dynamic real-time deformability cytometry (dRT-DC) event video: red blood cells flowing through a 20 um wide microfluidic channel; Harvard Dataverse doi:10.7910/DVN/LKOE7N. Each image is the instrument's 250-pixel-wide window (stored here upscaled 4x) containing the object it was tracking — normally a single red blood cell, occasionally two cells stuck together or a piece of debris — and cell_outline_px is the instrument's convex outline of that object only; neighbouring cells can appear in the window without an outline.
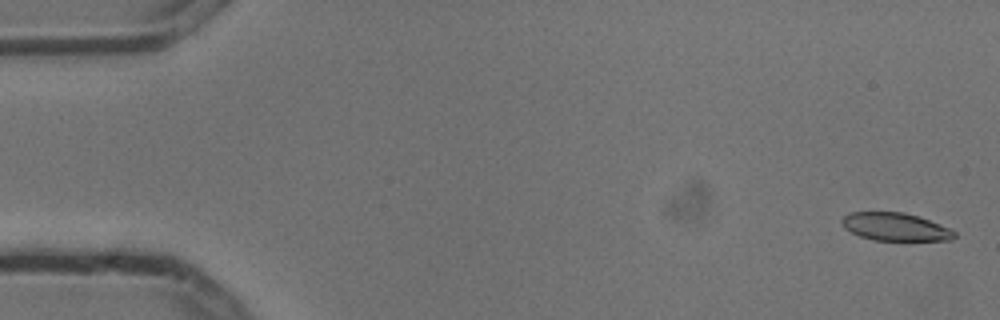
{"species": "common noctule bat (a hibernating species)", "species_latin": "Nyctalus noctula", "temperature_condition": "cold", "stored_images_in_passage": 6, "camera_frame_rate_fps": 3000, "um_per_image_px": 0.085, "animal": {"sex": "male", "body_mass_g": 13.3}, "frame": {"image": 1, "passage_image": 1, "time_ms": 0.0, "image_size_px": [1000, 320], "cell_outline_px": [[956, 236], [952, 240], [872, 240], [860, 236], [844, 228], [840, 224], [840, 220], [848, 212], [904, 212], [920, 216], [948, 228], [956, 232]], "centroid_in_image_um": [76.07, 19.27], "position_along_channel_um": 8.9, "area_um2": 18.38}}
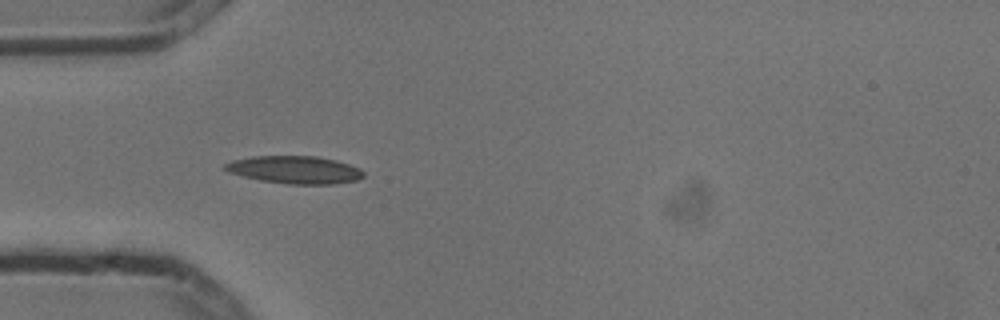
{"frame": {"image": 2, "passage_image": 5, "time_ms": 1.333, "image_size_px": [1000, 320], "cell_outline_px": [[364, 176], [356, 180], [336, 184], [288, 184], [260, 180], [228, 172], [224, 168], [224, 164], [232, 160], [252, 156], [316, 156], [336, 160], [360, 168], [364, 172]], "centroid_in_image_um": [25.06, 14.43], "position_along_channel_um": 59.9, "area_um2": 22.31}}
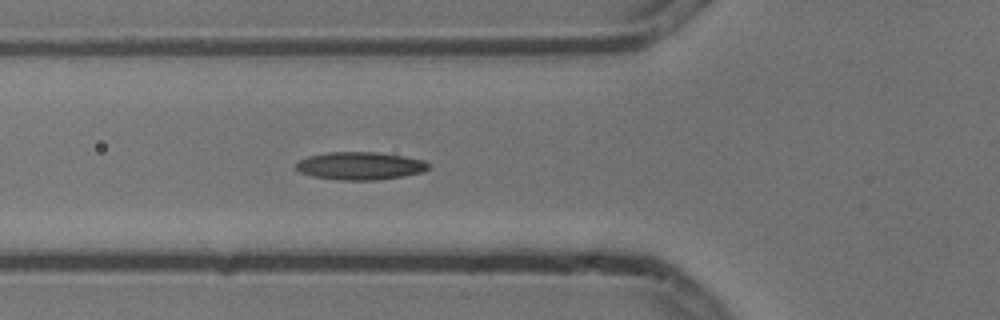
{"frame": {"image": 3, "passage_image": 6, "time_ms": 1.667, "image_size_px": [1000, 320], "cell_outline_px": [[428, 168], [424, 172], [404, 176], [376, 180], [340, 180], [312, 176], [300, 172], [296, 168], [296, 164], [300, 160], [308, 156], [328, 152], [376, 152], [404, 156], [424, 160], [428, 164]], "centroid_in_image_um": [30.62, 14.1], "position_along_channel_um": 95.2, "area_um2": 21.44}}